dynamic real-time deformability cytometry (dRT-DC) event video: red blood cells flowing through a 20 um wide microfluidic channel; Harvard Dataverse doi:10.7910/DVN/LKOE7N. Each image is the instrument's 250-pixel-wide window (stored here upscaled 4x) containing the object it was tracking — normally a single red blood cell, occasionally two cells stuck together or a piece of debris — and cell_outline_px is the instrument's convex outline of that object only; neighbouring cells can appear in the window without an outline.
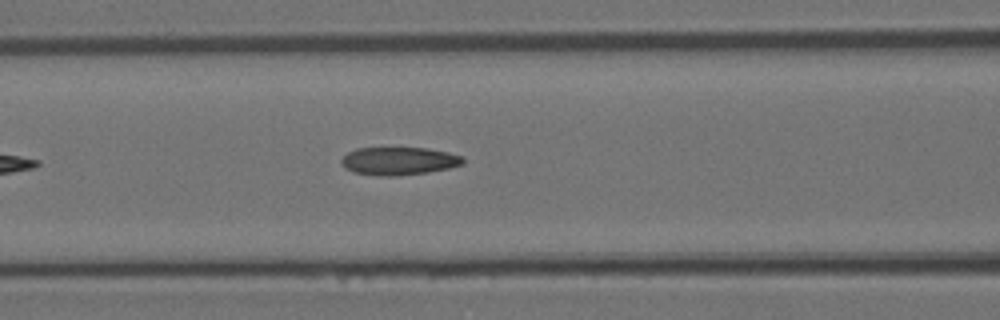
{"species": "Egyptian fruit bat (a non-hibernating species)", "species_latin": "Rousettus aegyptiacus", "temperature_condition": "room temperature", "stored_images_in_passage": 5, "camera_frame_rate_fps": 3000, "um_per_image_px": 0.085, "animal": {"sex": "female"}, "frame": {"image": 1, "passage_image": 5, "time_ms": 1.333, "image_size_px": [1000, 320], "cell_outline_px": [[464, 164], [448, 168], [428, 172], [400, 176], [380, 176], [352, 172], [344, 168], [340, 164], [340, 160], [348, 152], [356, 148], [428, 148], [448, 152], [464, 156]], "centroid_in_image_um": [33.89, 13.69], "position_along_channel_um": 132.7, "area_um2": 20.06}}